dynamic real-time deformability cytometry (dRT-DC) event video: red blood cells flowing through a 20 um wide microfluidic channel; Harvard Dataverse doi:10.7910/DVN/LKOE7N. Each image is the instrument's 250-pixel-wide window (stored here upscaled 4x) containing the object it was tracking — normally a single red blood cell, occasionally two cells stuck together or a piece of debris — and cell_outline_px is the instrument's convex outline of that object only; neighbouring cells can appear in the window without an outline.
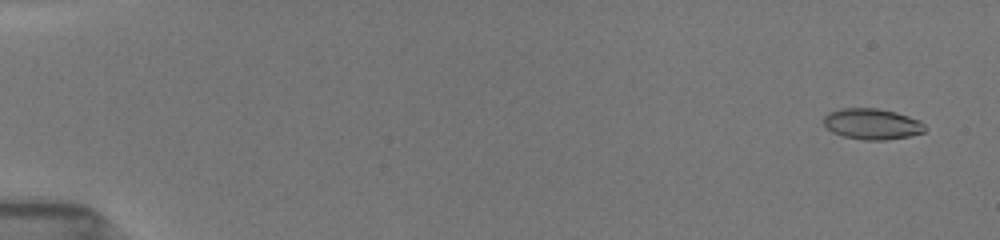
{"species": "common noctule bat (a hibernating species)", "species_latin": "Nyctalus noctula", "temperature_condition": "room temperature", "stored_images_in_passage": 39, "camera_frame_rate_fps": 3000, "um_per_image_px": 0.085, "animal": {"sex": "female", "body_mass_g": 19.5, "forearm_length_mm": 54.1}, "frame": {"image": 1, "passage_image": 2, "time_ms": 0.333, "image_size_px": [1000, 240], "cell_outline_px": [[928, 128], [924, 132], [908, 136], [884, 140], [864, 140], [844, 136], [832, 132], [824, 124], [824, 116], [828, 112], [840, 108], [876, 108], [896, 112], [920, 120]], "centroid_in_image_um": [74.14, 10.53], "position_along_channel_um": 10.9, "area_um2": 18.26}}
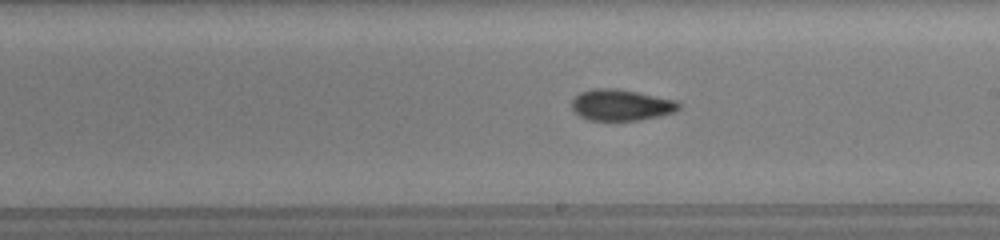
{"frame": {"image": 2, "passage_image": 24, "time_ms": 10.0, "image_size_px": [1000, 240], "cell_outline_px": [[680, 108], [676, 112], [660, 116], [636, 120], [588, 120], [580, 116], [572, 108], [572, 100], [580, 92], [592, 88], [616, 88], [676, 100], [680, 104]], "centroid_in_image_um": [52.8, 8.92], "position_along_channel_um": 236.2, "area_um2": 19.42}}
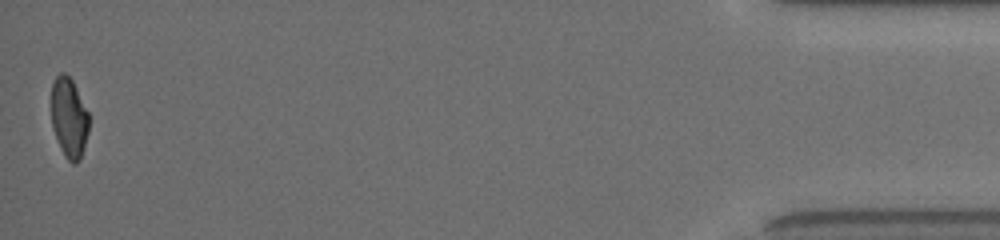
{"frame": {"image": 3, "passage_image": 39, "time_ms": 17.0, "image_size_px": [1000, 240], "cell_outline_px": [[88, 132], [80, 160], [76, 164], [72, 164], [64, 156], [52, 128], [52, 84], [56, 76], [60, 72], [64, 72], [72, 80], [88, 112]], "centroid_in_image_um": [5.86, 10.02], "position_along_channel_um": 429.3, "area_um2": 17.4}, "authors_computed_cell_mechanics": {"area_um2": 18.6116, "velocity_mm_per_s": 3.9429, "shape_relaxation_time_tau1_ms": 7.6173, "shape_relaxation_time_tau2_ms": 2.0311, "deformation_change_tau1": 0.188, "deformation_change_tau2": 0.0672}}